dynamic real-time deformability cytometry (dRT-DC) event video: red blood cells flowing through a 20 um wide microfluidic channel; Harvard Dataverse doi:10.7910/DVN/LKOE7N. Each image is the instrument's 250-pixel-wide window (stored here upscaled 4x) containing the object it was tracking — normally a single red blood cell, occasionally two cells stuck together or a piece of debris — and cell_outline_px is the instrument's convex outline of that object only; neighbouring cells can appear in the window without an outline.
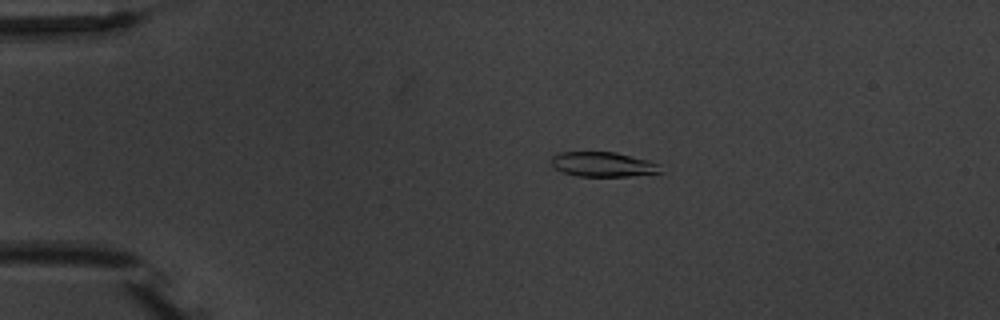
{"species": "common noctule bat (a hibernating species)", "species_latin": "Nyctalus noctula", "temperature_condition": "warm", "stored_images_in_passage": 6, "camera_frame_rate_fps": 3000, "um_per_image_px": 0.085, "animal": {"sex": "male", "body_mass_g": 20.1, "forearm_length_mm": 53.5}, "frame": {"image": 1, "passage_image": 2, "time_ms": 2.0, "image_size_px": [1000, 320], "cell_outline_px": [[660, 172], [628, 176], [576, 176], [564, 172], [556, 168], [552, 164], [552, 156], [560, 152], [616, 152], [648, 160], [660, 164]], "centroid_in_image_um": [51.25, 13.96], "position_along_channel_um": 33.7, "area_um2": 15.55}}
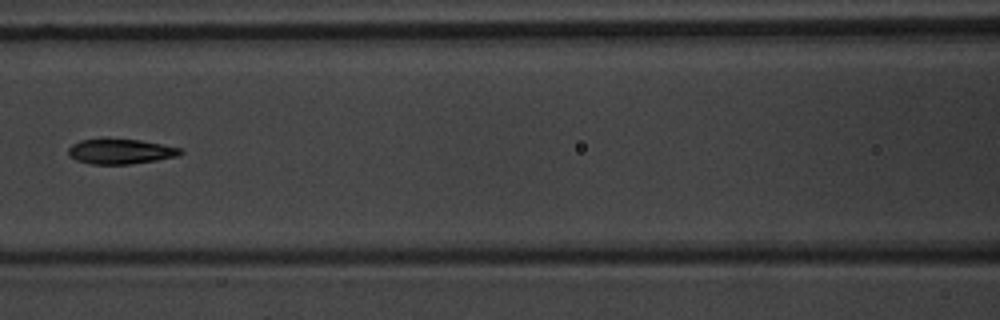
{"frame": {"image": 2, "passage_image": 6, "time_ms": 6.667, "image_size_px": [1000, 320], "cell_outline_px": [[184, 152], [176, 156], [156, 160], [128, 164], [88, 164], [76, 160], [68, 156], [68, 148], [72, 144], [80, 140], [104, 136], [140, 140], [180, 148]], "centroid_in_image_um": [10.15, 12.83], "position_along_channel_um": 156.5, "area_um2": 16.88}}